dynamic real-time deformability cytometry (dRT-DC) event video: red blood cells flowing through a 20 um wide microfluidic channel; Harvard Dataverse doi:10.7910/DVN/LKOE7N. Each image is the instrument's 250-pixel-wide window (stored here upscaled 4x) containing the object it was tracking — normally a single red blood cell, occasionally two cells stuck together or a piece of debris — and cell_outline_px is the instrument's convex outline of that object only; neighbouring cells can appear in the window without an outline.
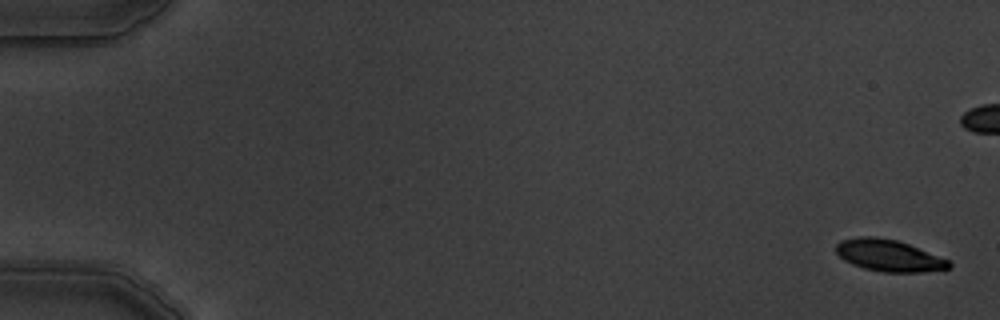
{"species": "common noctule bat (a hibernating species)", "species_latin": "Nyctalus noctula", "temperature_condition": "warm", "stored_images_in_passage": 8, "camera_frame_rate_fps": 3000, "um_per_image_px": 0.085, "animal": {"sex": "male", "body_mass_g": 19.5, "forearm_length_mm": 54.6}, "frame": {"image": 1, "passage_image": 1, "time_ms": 0.0, "image_size_px": [1000, 320], "cell_outline_px": [[952, 268], [920, 272], [884, 272], [864, 268], [852, 264], [844, 260], [836, 252], [836, 244], [840, 240], [860, 236], [876, 236], [896, 240], [908, 244], [948, 260], [952, 264]], "centroid_in_image_um": [75.52, 21.71], "position_along_channel_um": 9.5, "area_um2": 20.75}}
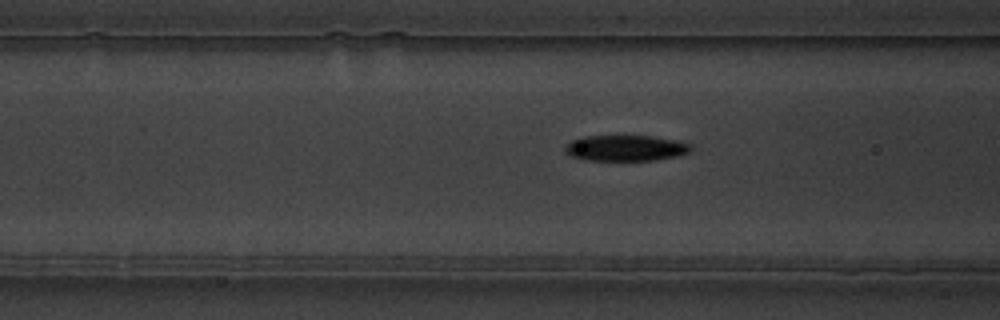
{"frame": {"image": 2, "passage_image": 8, "time_ms": 8.667, "image_size_px": [1000, 320], "cell_outline_px": [[692, 148], [688, 152], [680, 156], [656, 160], [584, 160], [572, 156], [564, 152], [564, 144], [572, 140], [584, 136], [652, 136], [680, 140], [692, 144]], "centroid_in_image_um": [53.2, 12.58], "position_along_channel_um": 113.4, "area_um2": 19.25}}